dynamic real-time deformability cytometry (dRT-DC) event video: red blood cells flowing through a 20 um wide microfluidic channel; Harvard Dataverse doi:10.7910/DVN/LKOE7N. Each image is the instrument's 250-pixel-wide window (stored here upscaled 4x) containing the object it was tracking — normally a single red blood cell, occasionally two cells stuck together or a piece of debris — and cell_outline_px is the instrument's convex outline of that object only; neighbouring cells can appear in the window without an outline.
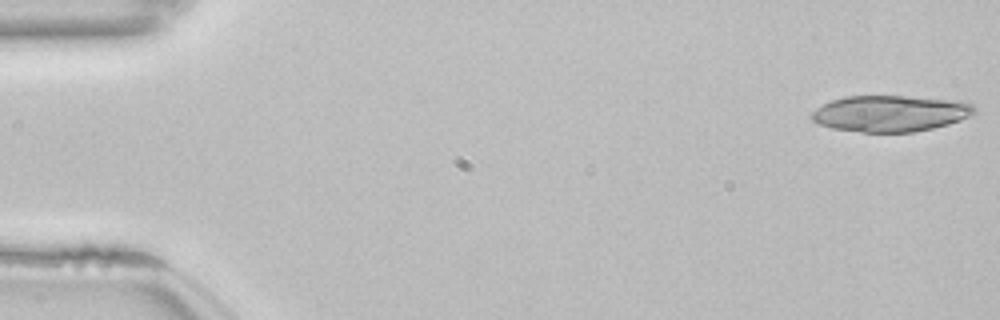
{"species": "common noctule bat (a hibernating species)", "species_latin": "Nyctalus noctula", "temperature_condition": "room temperature", "stored_images_in_passage": 52, "camera_frame_rate_fps": 3000, "um_per_image_px": 0.085, "animal": {"sex": "female", "body_mass_g": 22.7, "forearm_length_mm": 54.2}, "frame": {"image": 1, "passage_image": 1, "time_ms": 0.0, "image_size_px": [1000, 320], "cell_outline_px": [[976, 112], [960, 120], [948, 124], [932, 128], [912, 132], [860, 132], [832, 128], [820, 124], [812, 120], [808, 116], [816, 108], [832, 100], [844, 96], [904, 96], [960, 100], [972, 104], [976, 108]], "centroid_in_image_um": [75.67, 9.64], "position_along_channel_um": 9.3, "area_um2": 34.45}}